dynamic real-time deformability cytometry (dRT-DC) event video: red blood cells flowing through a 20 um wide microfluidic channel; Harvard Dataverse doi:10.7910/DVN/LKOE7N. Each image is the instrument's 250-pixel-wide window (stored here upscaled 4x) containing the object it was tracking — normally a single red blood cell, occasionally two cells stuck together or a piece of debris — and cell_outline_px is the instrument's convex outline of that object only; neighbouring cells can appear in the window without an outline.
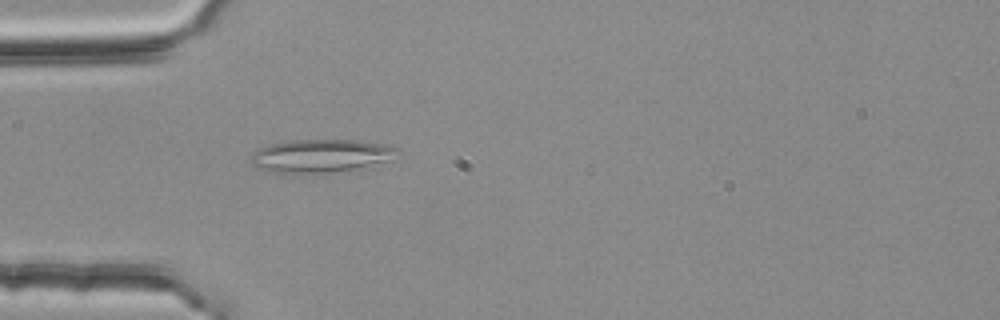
{"species": "common noctule bat (a hibernating species)", "species_latin": "Nyctalus noctula", "temperature_condition": "room temperature", "stored_images_in_passage": 40, "camera_frame_rate_fps": 3000, "um_per_image_px": 0.085, "animal": {"sex": "female", "body_mass_g": 25.1}, "frame": {"image": 1, "passage_image": 2, "time_ms": 0.333, "image_size_px": [1000, 320], "cell_outline_px": [[400, 152], [384, 160], [352, 172], [268, 172], [256, 168], [248, 160], [252, 152], [256, 148], [268, 144], [292, 140], [356, 140], [396, 148]], "centroid_in_image_um": [27.13, 13.25], "position_along_channel_um": 57.9, "area_um2": 28.21}}
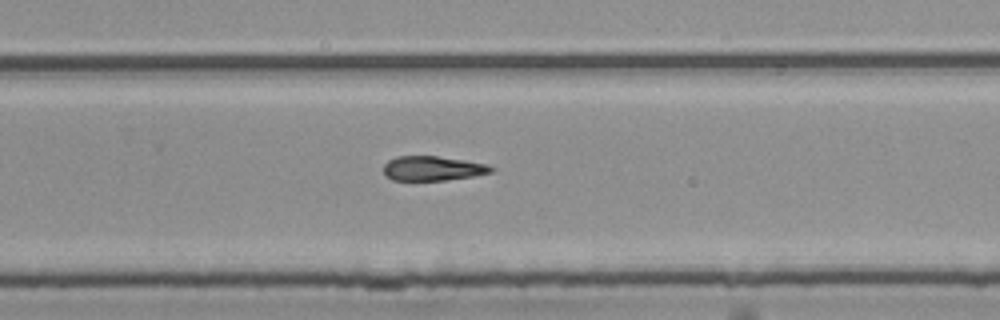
{"frame": {"image": 2, "passage_image": 21, "time_ms": 6.667, "image_size_px": [1000, 320], "cell_outline_px": [[496, 168], [492, 172], [472, 176], [444, 180], [392, 180], [384, 172], [384, 164], [388, 160], [396, 156], [436, 156], [464, 160], [488, 164]], "centroid_in_image_um": [36.79, 14.3], "position_along_channel_um": 293.0, "area_um2": 15.32}}
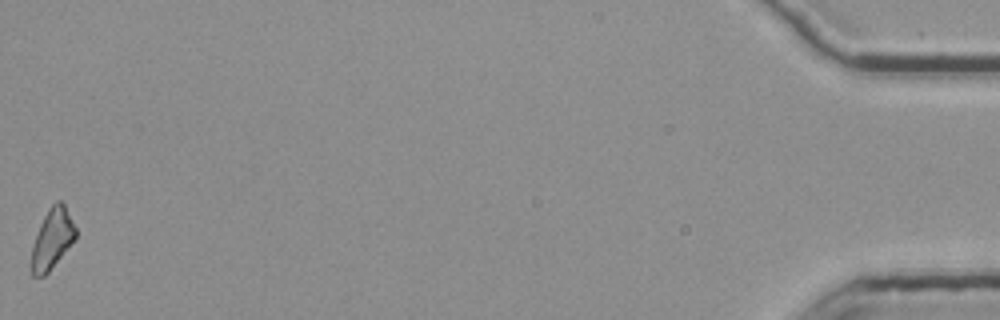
{"frame": {"image": 3, "passage_image": 40, "time_ms": 13.0, "image_size_px": [1000, 320], "cell_outline_px": [[76, 236], [48, 272], [44, 276], [32, 276], [32, 244], [40, 224], [48, 208], [56, 200], [60, 200], [64, 204], [76, 228]], "centroid_in_image_um": [4.42, 20.26], "position_along_channel_um": 430.8, "area_um2": 15.09}, "authors_computed_cell_mechanics": {"area_um2": 16.2707, "velocity_mm_per_s": 3.7829, "shape_relaxation_time_tau1_ms": null, "shape_relaxation_time_tau2_ms": 5.579, "deformation_change_tau1": null, "deformation_change_tau2": 0.1691}}